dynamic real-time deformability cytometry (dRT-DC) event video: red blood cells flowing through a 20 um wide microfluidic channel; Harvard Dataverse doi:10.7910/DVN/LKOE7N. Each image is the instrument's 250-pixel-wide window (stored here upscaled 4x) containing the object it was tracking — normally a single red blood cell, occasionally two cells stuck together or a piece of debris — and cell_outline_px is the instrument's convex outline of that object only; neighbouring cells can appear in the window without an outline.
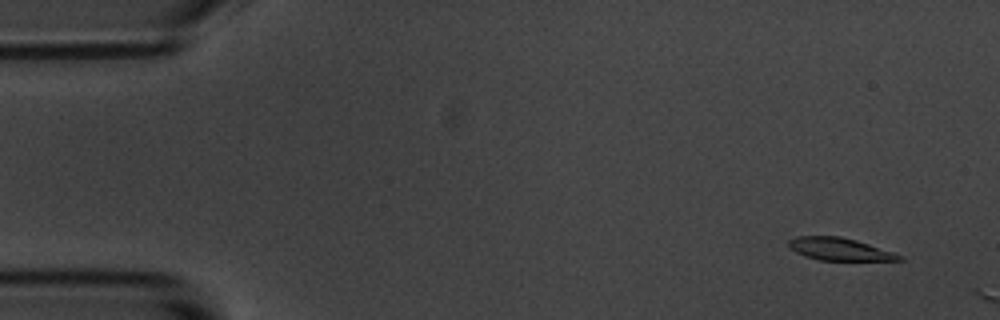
{"species": "common noctule bat (a hibernating species)", "species_latin": "Nyctalus noctula", "temperature_condition": "room temperature", "stored_images_in_passage": 6, "camera_frame_rate_fps": 3000, "um_per_image_px": 0.085, "animal": {"sex": "male", "body_mass_g": 20.1, "forearm_length_mm": 53.5}, "frame": {"image": 1, "passage_image": 4, "time_ms": 1.0, "image_size_px": [1000, 320], "cell_outline_px": [[904, 260], [820, 260], [804, 256], [788, 248], [788, 240], [796, 236], [840, 236], [856, 240], [904, 256]], "centroid_in_image_um": [71.31, 21.17], "position_along_channel_um": 13.7, "area_um2": 14.45}}